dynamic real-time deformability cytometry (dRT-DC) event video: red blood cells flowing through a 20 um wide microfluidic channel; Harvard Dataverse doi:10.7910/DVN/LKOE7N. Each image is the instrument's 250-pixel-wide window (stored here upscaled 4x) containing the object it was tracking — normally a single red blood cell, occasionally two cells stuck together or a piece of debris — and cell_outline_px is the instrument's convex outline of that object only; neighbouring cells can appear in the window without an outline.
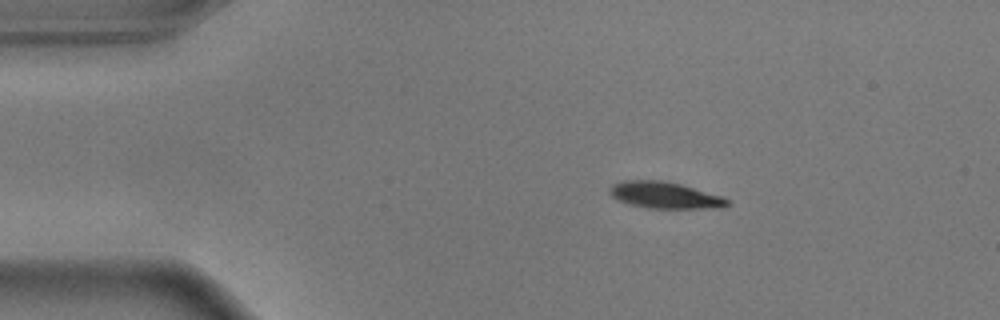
{"species": "common noctule bat (a hibernating species)", "species_latin": "Nyctalus noctula", "temperature_condition": "warm", "stored_images_in_passage": 47, "camera_frame_rate_fps": 3000, "um_per_image_px": 0.085, "animal": {"sex": "male", "body_mass_g": 17.9}, "frame": {"image": 1, "passage_image": 1, "time_ms": 0.0, "image_size_px": [1000, 320], "cell_outline_px": [[732, 204], [724, 208], [648, 208], [632, 204], [620, 200], [612, 196], [608, 192], [608, 188], [612, 184], [620, 180], [664, 180], [680, 184], [724, 196]], "centroid_in_image_um": [56.54, 16.58], "position_along_channel_um": 28.5, "area_um2": 18.38}}
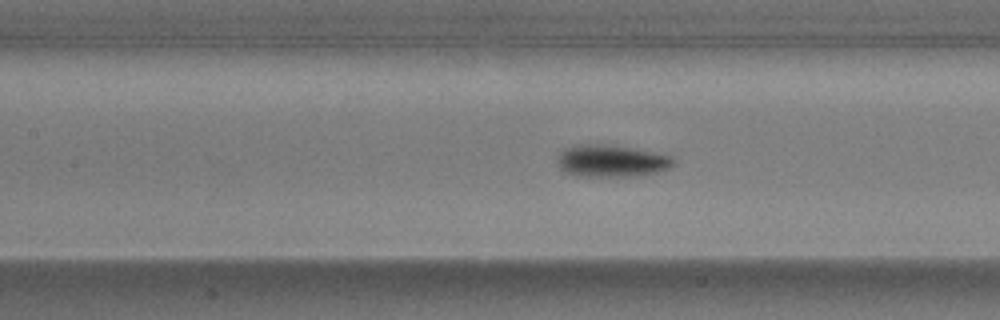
{"frame": {"image": 2, "passage_image": 16, "time_ms": 5.0, "image_size_px": [1000, 320], "cell_outline_px": [[676, 160], [668, 168], [656, 172], [636, 176], [576, 176], [560, 168], [556, 160], [560, 152], [564, 148], [572, 144], [608, 144], [632, 148], [672, 156]], "centroid_in_image_um": [51.92, 13.66], "position_along_channel_um": 155.5, "area_um2": 21.73}}
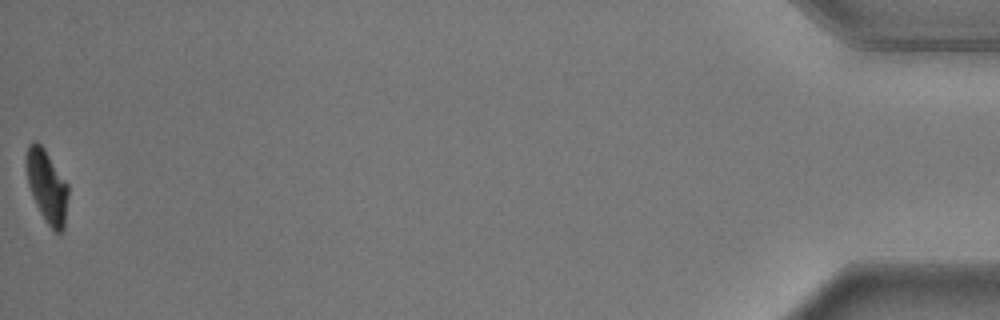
{"frame": {"image": 3, "passage_image": 47, "time_ms": 15.333, "image_size_px": [1000, 320], "cell_outline_px": [[68, 196], [64, 228], [60, 232], [56, 232], [48, 224], [40, 212], [32, 196], [28, 184], [24, 164], [24, 160], [28, 144], [36, 140], [44, 148], [68, 184]], "centroid_in_image_um": [3.96, 15.79], "position_along_channel_um": 431.2, "area_um2": 17.86}, "authors_computed_cell_mechanics": {"area_um2": 20.0566, "velocity_mm_per_s": 3.6248, "shape_relaxation_time_tau1_ms": 1.9707, "shape_relaxation_time_tau2_ms": 0.8401, "deformation_change_tau1": 0.1484, "deformation_change_tau2": 0.0484}}